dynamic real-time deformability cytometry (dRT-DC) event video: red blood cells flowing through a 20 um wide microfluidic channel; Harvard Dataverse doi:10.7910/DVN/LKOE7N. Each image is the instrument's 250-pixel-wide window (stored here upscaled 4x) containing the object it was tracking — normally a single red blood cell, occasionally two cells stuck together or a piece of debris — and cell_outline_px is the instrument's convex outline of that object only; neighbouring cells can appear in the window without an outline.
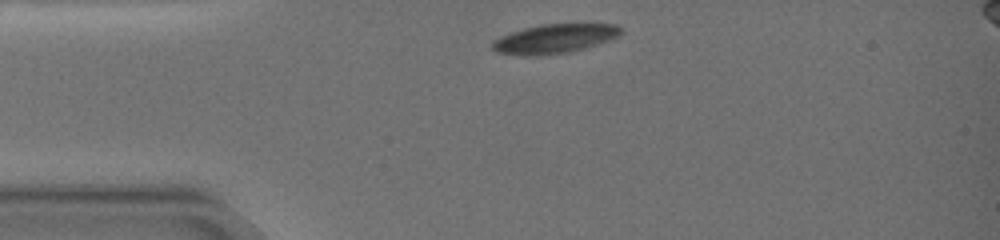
{"species": "common noctule bat (a hibernating species)", "species_latin": "Nyctalus noctula", "temperature_condition": "warm", "stored_images_in_passage": 9, "camera_frame_rate_fps": 3000, "um_per_image_px": 0.085, "animal": {"sex": "female", "body_mass_g": 19.0, "forearm_length_mm": 51.5}, "frame": {"image": 1, "passage_image": 1, "time_ms": 0.0, "image_size_px": [1000, 240], "cell_outline_px": [[624, 32], [620, 36], [584, 48], [568, 52], [540, 56], [524, 56], [496, 52], [492, 48], [492, 40], [500, 36], [524, 28], [540, 24], [616, 24]], "centroid_in_image_um": [47.11, 3.29], "position_along_channel_um": 37.9, "area_um2": 21.91}}